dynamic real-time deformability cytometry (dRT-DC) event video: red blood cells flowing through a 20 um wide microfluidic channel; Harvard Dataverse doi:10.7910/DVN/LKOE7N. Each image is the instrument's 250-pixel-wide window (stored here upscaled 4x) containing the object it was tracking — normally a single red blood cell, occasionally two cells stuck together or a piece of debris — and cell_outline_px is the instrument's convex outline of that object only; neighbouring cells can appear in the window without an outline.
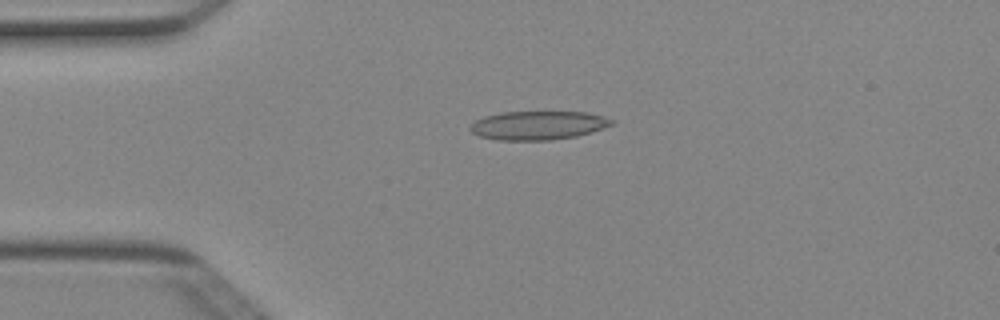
{"species": "Egyptian fruit bat (a non-hibernating species)", "species_latin": "Rousettus aegyptiacus", "temperature_condition": "cold", "stored_images_in_passage": 21, "camera_frame_rate_fps": 3000, "um_per_image_px": 0.085, "animal": {"sex": "female"}, "frame": {"image": 1, "passage_image": 9, "time_ms": 2.667, "image_size_px": [1000, 320], "cell_outline_px": [[616, 124], [592, 132], [576, 136], [552, 140], [496, 140], [480, 136], [472, 132], [468, 128], [476, 120], [484, 116], [500, 112], [588, 112], [604, 116], [616, 120]], "centroid_in_image_um": [45.79, 10.65], "position_along_channel_um": 39.2, "area_um2": 23.93}}
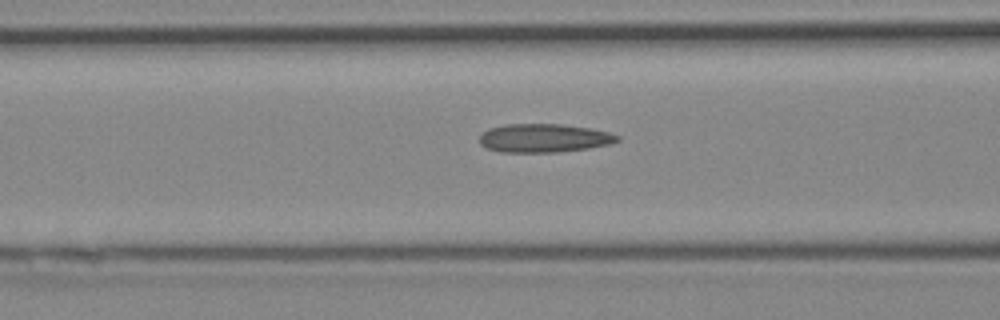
{"frame": {"image": 2, "passage_image": 17, "time_ms": 5.333, "image_size_px": [1000, 320], "cell_outline_px": [[620, 140], [608, 144], [588, 148], [560, 152], [500, 152], [484, 148], [480, 144], [480, 132], [488, 128], [504, 124], [560, 124], [592, 128], [608, 132], [620, 136]], "centroid_in_image_um": [46.19, 11.73], "position_along_channel_um": 120.4, "area_um2": 23.18}}
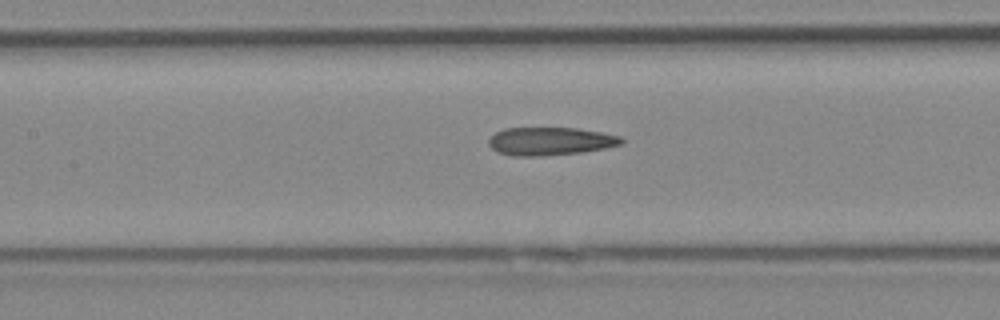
{"frame": {"image": 3, "passage_image": 20, "time_ms": 6.333, "image_size_px": [1000, 320], "cell_outline_px": [[624, 144], [604, 148], [580, 152], [540, 156], [512, 156], [496, 152], [488, 144], [488, 140], [496, 132], [504, 128], [576, 128], [600, 132], [620, 136], [624, 140]], "centroid_in_image_um": [46.75, 12.0], "position_along_channel_um": 160.7, "area_um2": 21.68}}